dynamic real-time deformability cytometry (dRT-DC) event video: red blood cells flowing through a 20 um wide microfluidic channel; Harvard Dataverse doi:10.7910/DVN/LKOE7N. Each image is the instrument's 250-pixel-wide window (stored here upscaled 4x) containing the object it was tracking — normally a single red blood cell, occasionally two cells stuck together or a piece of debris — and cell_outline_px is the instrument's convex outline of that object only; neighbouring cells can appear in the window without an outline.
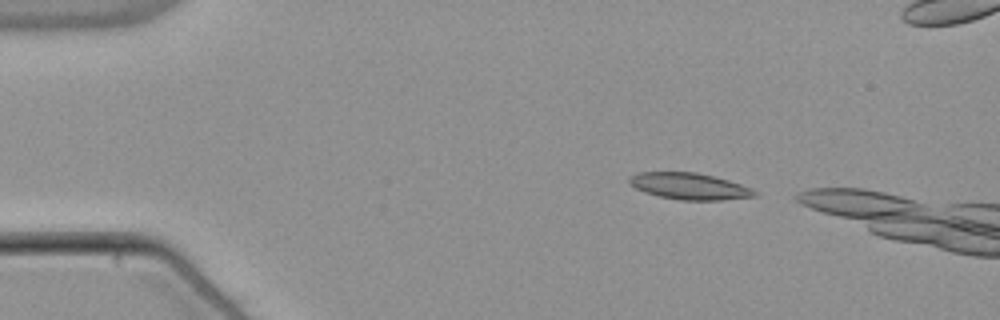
{"species": "common noctule bat (a hibernating species)", "species_latin": "Nyctalus noctula", "temperature_condition": "warm", "stored_images_in_passage": 42, "camera_frame_rate_fps": 3000, "um_per_image_px": 0.085, "animal": {"sex": "male", "body_mass_g": 21.5, "forearm_length_mm": 52.0}, "frame": {"image": 1, "passage_image": 4, "time_ms": 1.0, "image_size_px": [1000, 320], "cell_outline_px": [[760, 192], [756, 196], [720, 200], [680, 200], [660, 196], [644, 192], [636, 188], [628, 180], [628, 176], [640, 172], [696, 172], [728, 180], [752, 188]], "centroid_in_image_um": [58.62, 15.83], "position_along_channel_um": 26.4, "area_um2": 19.31}}
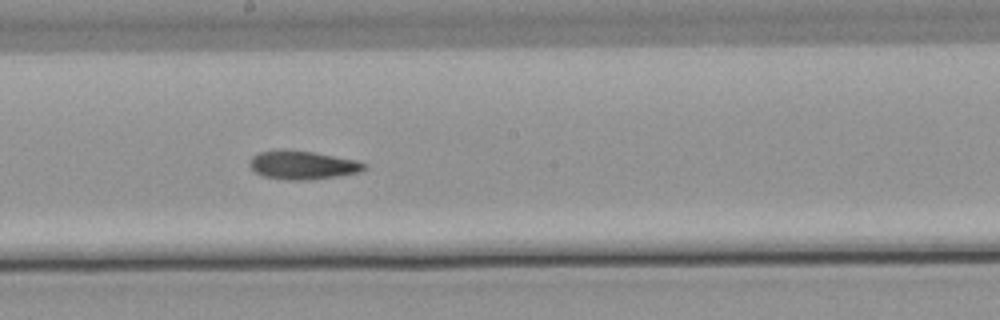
{"frame": {"image": 2, "passage_image": 25, "time_ms": 8.0, "image_size_px": [1000, 320], "cell_outline_px": [[368, 168], [360, 172], [340, 176], [308, 180], [288, 180], [264, 176], [256, 172], [248, 164], [248, 160], [252, 156], [260, 152], [312, 152], [356, 160], [368, 164]], "centroid_in_image_um": [25.79, 14.07], "position_along_channel_um": 222.4, "area_um2": 18.55}}
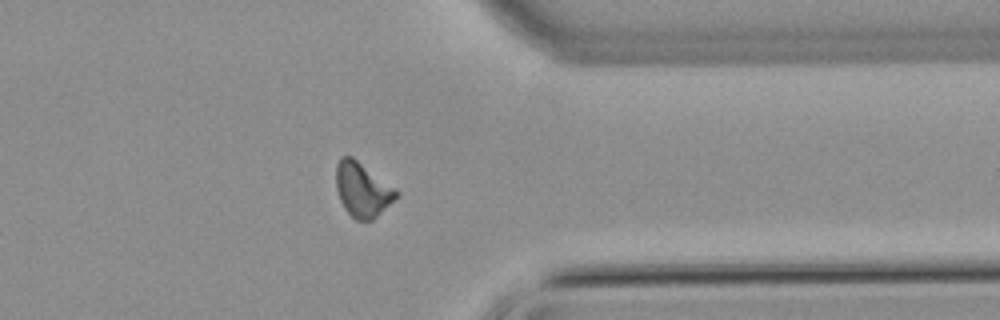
{"frame": {"image": 3, "passage_image": 38, "time_ms": 12.333, "image_size_px": [1000, 320], "cell_outline_px": [[400, 192], [372, 220], [356, 220], [344, 208], [340, 200], [336, 188], [336, 164], [340, 156], [352, 156], [396, 188]], "centroid_in_image_um": [30.77, 16.08], "position_along_channel_um": 380.6, "area_um2": 18.84}}